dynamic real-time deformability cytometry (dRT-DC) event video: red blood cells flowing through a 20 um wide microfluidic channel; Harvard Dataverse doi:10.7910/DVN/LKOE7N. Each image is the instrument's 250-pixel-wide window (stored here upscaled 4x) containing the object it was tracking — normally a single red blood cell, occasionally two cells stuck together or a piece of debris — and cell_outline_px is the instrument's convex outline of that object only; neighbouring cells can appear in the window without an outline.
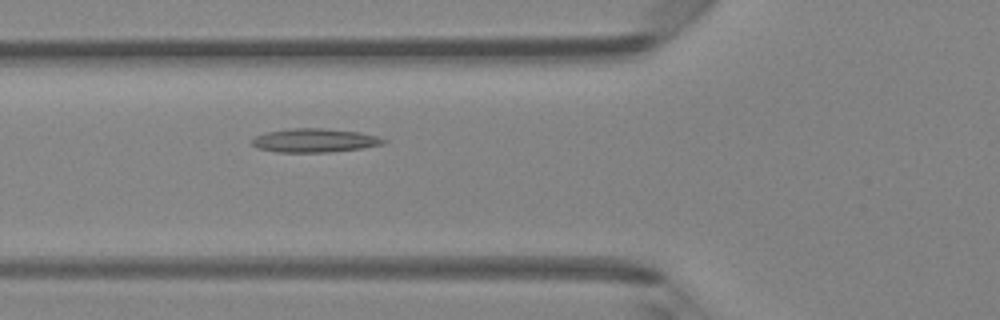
{"species": "Egyptian fruit bat (a non-hibernating species)", "species_latin": "Rousettus aegyptiacus", "temperature_condition": "room temperature", "stored_images_in_passage": 40, "camera_frame_rate_fps": 3000, "um_per_image_px": 0.085, "animal": {"sex": "female"}, "frame": {"image": 1, "passage_image": 10, "time_ms": 3.0, "image_size_px": [1000, 320], "cell_outline_px": [[388, 140], [384, 144], [360, 148], [328, 152], [276, 152], [256, 148], [252, 144], [252, 140], [256, 136], [268, 132], [292, 128], [324, 128], [360, 132], [376, 136]], "centroid_in_image_um": [26.74, 11.93], "position_along_channel_um": 99.1, "area_um2": 18.09}}
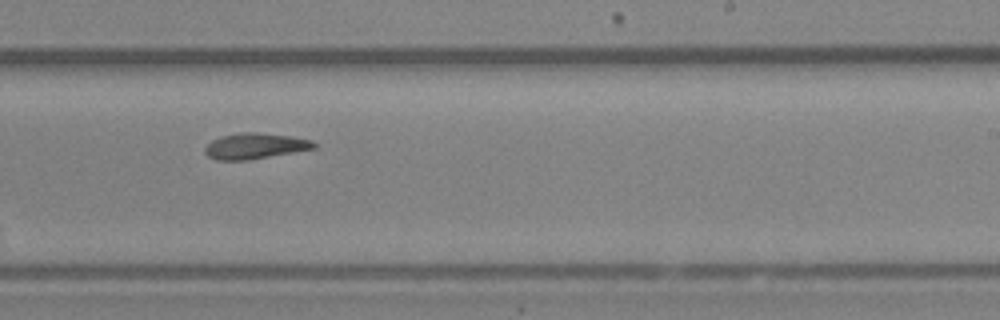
{"frame": {"image": 2, "passage_image": 22, "time_ms": 7.0, "image_size_px": [1000, 320], "cell_outline_px": [[316, 148], [248, 160], [216, 160], [208, 156], [204, 152], [204, 148], [212, 140], [220, 136], [240, 132], [256, 132], [292, 136], [312, 140], [316, 144]], "centroid_in_image_um": [21.66, 12.4], "position_along_channel_um": 267.3, "area_um2": 16.42}}
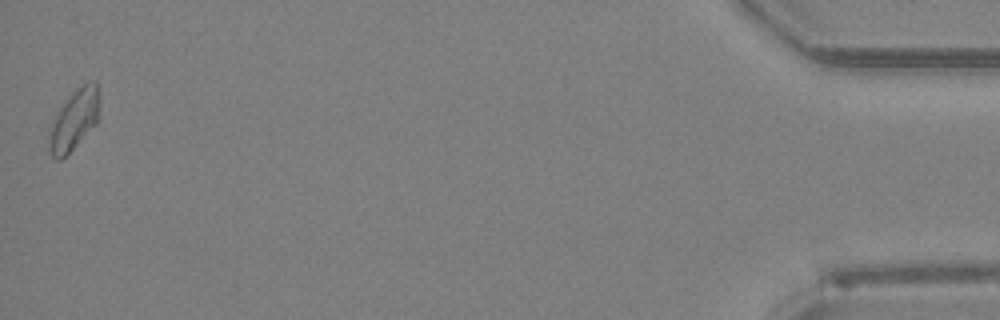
{"frame": {"image": 3, "passage_image": 40, "time_ms": 13.0, "image_size_px": [1000, 320], "cell_outline_px": [[100, 120], [60, 160], [56, 160], [52, 156], [48, 148], [48, 140], [52, 124], [60, 108], [72, 92], [76, 88], [88, 80], [96, 80], [100, 92]], "centroid_in_image_um": [6.37, 10.11], "position_along_channel_um": 428.8, "area_um2": 17.86}, "authors_computed_cell_mechanics": {"area_um2": 16.3863, "velocity_mm_per_s": 4.2246, "shape_relaxation_time_tau1_ms": null, "shape_relaxation_time_tau2_ms": 4.8951, "deformation_change_tau1": null, "deformation_change_tau2": 0.1083}}